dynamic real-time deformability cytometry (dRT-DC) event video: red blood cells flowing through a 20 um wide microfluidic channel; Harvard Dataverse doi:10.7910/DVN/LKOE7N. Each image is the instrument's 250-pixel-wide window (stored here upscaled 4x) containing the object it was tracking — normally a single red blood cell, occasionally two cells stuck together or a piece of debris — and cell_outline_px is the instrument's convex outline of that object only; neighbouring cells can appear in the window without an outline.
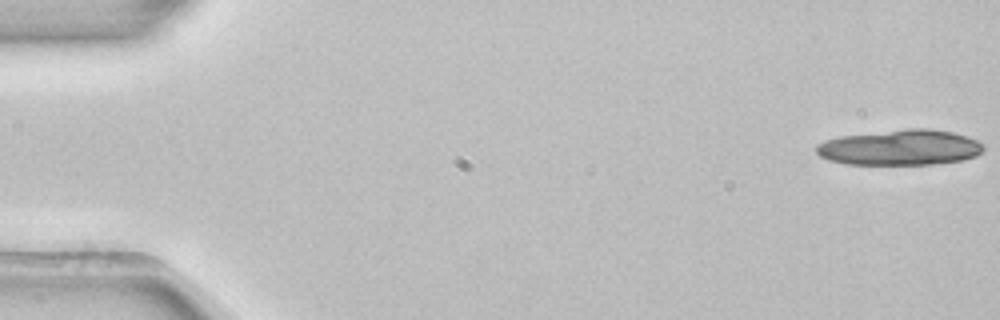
{"species": "common noctule bat (a hibernating species)", "species_latin": "Nyctalus noctula", "temperature_condition": "room temperature", "stored_images_in_passage": 26, "camera_frame_rate_fps": 3000, "um_per_image_px": 0.085, "animal": {"sex": "female", "body_mass_g": 22.7, "forearm_length_mm": 54.2}, "frame": {"image": 1, "passage_image": 1, "time_ms": 0.0, "image_size_px": [1000, 320], "cell_outline_px": [[984, 148], [976, 156], [964, 160], [932, 164], [844, 164], [828, 160], [820, 156], [816, 152], [816, 144], [840, 136], [908, 128], [928, 128], [952, 132], [968, 136], [984, 144]], "centroid_in_image_um": [76.53, 12.53], "position_along_channel_um": 8.5, "area_um2": 34.68}}